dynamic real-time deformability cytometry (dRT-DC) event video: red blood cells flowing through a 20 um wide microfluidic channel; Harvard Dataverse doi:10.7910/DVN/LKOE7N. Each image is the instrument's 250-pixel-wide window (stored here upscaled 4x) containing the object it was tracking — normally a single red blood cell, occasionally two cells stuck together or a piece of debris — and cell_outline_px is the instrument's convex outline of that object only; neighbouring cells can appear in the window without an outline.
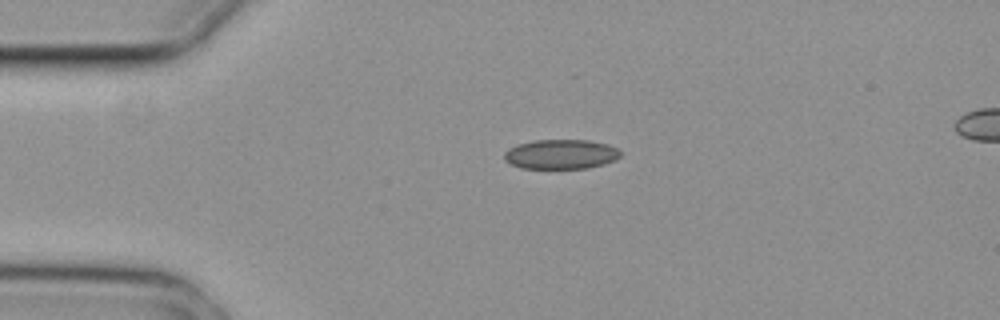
{"species": "common noctule bat (a hibernating species)", "species_latin": "Nyctalus noctula", "temperature_condition": "cold", "stored_images_in_passage": 4, "camera_frame_rate_fps": 3000, "um_per_image_px": 0.085, "animal": {"sex": "female", "body_mass_g": 29.2, "forearm_length_mm": 56.3}, "frame": {"image": 1, "passage_image": 1, "time_ms": 0.0, "image_size_px": [1000, 320], "cell_outline_px": [[620, 156], [616, 160], [604, 164], [588, 168], [520, 168], [504, 160], [504, 152], [508, 148], [520, 144], [536, 140], [588, 140], [608, 144], [616, 148], [620, 152]], "centroid_in_image_um": [47.68, 13.11], "position_along_channel_um": 37.3, "area_um2": 20.0}}